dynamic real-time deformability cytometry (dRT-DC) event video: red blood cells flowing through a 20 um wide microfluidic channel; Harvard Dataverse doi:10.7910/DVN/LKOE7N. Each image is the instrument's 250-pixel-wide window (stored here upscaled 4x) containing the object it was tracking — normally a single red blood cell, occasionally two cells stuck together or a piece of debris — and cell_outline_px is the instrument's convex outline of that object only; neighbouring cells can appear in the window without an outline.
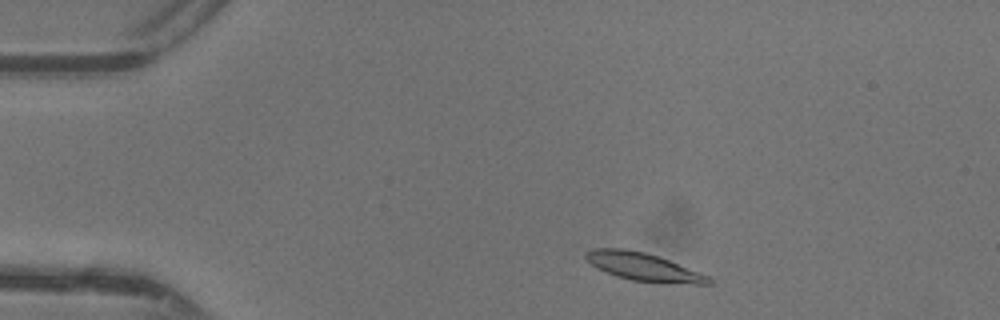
{"species": "common noctule bat (a hibernating species)", "species_latin": "Nyctalus noctula", "temperature_condition": "warm", "stored_images_in_passage": 42, "camera_frame_rate_fps": 3000, "um_per_image_px": 0.085, "animal": {"sex": "female"}, "frame": {"image": 1, "passage_image": 3, "time_ms": 0.667, "image_size_px": [1000, 320], "cell_outline_px": [[716, 280], [712, 284], [696, 284], [632, 280], [616, 276], [596, 268], [584, 256], [584, 252], [592, 248], [624, 248], [644, 252], [668, 260], [708, 276]], "centroid_in_image_um": [54.66, 22.67], "position_along_channel_um": 30.3, "area_um2": 19.71}}
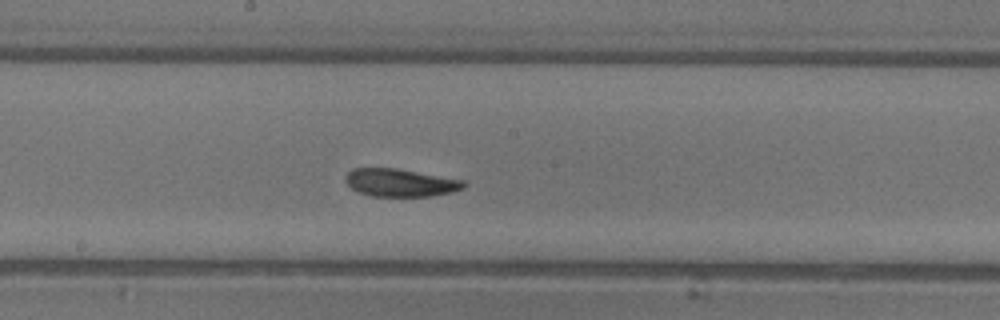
{"frame": {"image": 2, "passage_image": 20, "time_ms": 6.333, "image_size_px": [1000, 320], "cell_outline_px": [[468, 184], [464, 188], [452, 192], [432, 196], [372, 196], [360, 192], [352, 188], [344, 180], [344, 176], [352, 168], [396, 168], [464, 180]], "centroid_in_image_um": [34.04, 15.52], "position_along_channel_um": 214.2, "area_um2": 19.19}}
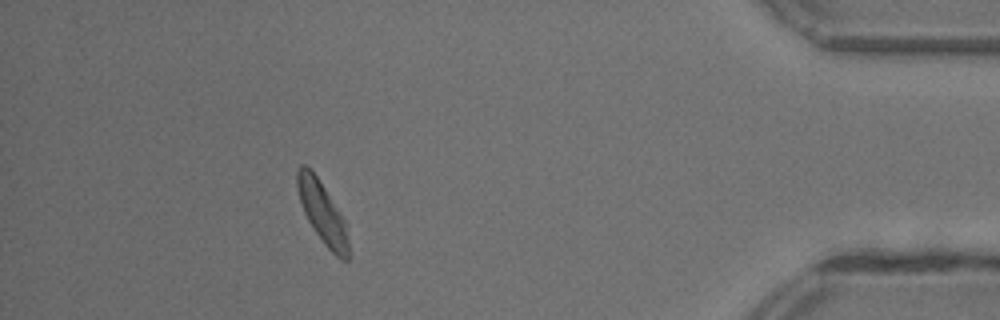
{"frame": {"image": 3, "passage_image": 37, "time_ms": 12.0, "image_size_px": [1000, 320], "cell_outline_px": [[348, 260], [340, 260], [324, 244], [308, 220], [304, 212], [296, 188], [296, 172], [300, 164], [304, 164], [316, 176], [348, 224]], "centroid_in_image_um": [27.41, 18.09], "position_along_channel_um": 407.8, "area_um2": 18.21}, "authors_computed_cell_mechanics": {"area_um2": 19.4497, "velocity_mm_per_s": 4.3564, "shape_relaxation_time_tau1_ms": 3.2964, "shape_relaxation_time_tau2_ms": 2.1367, "deformation_change_tau1": 0.1334, "deformation_change_tau2": 0.0881}}